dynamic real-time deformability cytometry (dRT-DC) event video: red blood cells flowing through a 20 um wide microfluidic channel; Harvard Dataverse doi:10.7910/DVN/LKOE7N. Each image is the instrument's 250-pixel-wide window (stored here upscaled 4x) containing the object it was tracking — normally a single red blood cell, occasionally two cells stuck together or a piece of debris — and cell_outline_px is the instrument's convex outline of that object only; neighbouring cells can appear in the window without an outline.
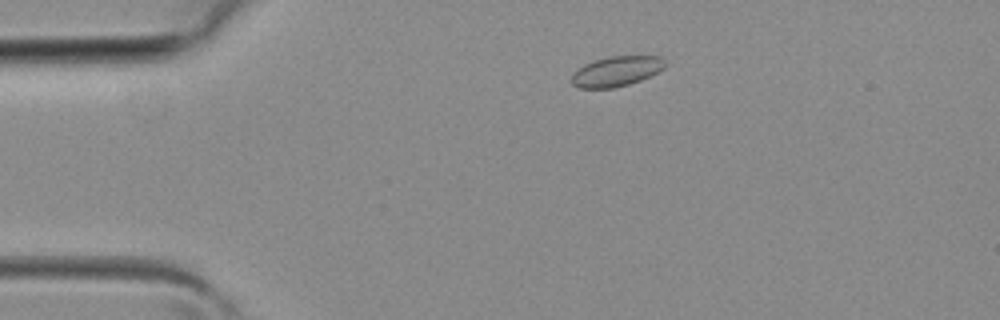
{"species": "common noctule bat (a hibernating species)", "species_latin": "Nyctalus noctula", "temperature_condition": "room temperature", "stored_images_in_passage": 37, "camera_frame_rate_fps": 3000, "um_per_image_px": 0.085, "animal": {"sex": "female", "body_mass_g": 19.3, "forearm_length_mm": 54.1}, "frame": {"image": 1, "passage_image": 5, "time_ms": 1.333, "image_size_px": [1000, 320], "cell_outline_px": [[668, 64], [664, 68], [640, 80], [628, 84], [612, 88], [580, 88], [572, 84], [568, 80], [584, 64], [608, 56], [660, 56]], "centroid_in_image_um": [52.39, 6.06], "position_along_channel_um": 32.6, "area_um2": 16.24}}
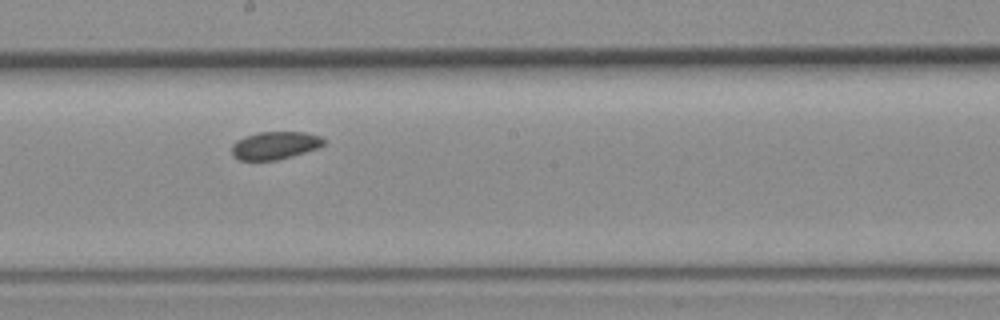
{"frame": {"image": 2, "passage_image": 19, "time_ms": 6.0, "image_size_px": [1000, 320], "cell_outline_px": [[324, 144], [316, 148], [292, 156], [276, 160], [240, 160], [232, 156], [232, 144], [236, 140], [244, 136], [256, 132], [304, 132], [320, 136], [324, 140]], "centroid_in_image_um": [23.32, 12.35], "position_along_channel_um": 224.9, "area_um2": 14.85}}
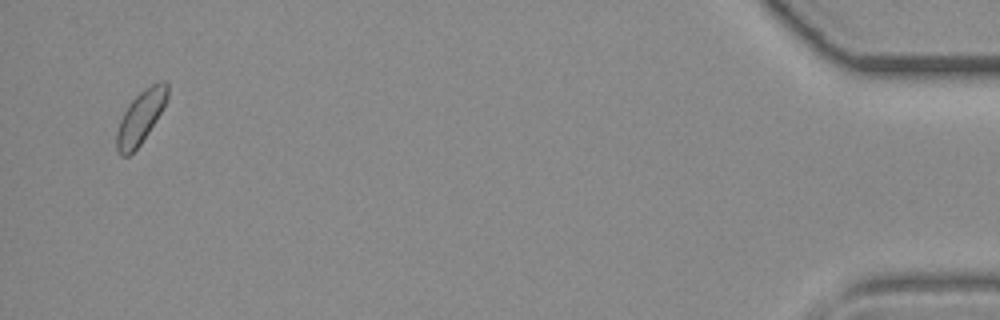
{"frame": {"image": 3, "passage_image": 36, "time_ms": 11.667, "image_size_px": [1000, 320], "cell_outline_px": [[168, 96], [160, 112], [148, 132], [140, 144], [128, 156], [120, 156], [116, 148], [116, 132], [120, 120], [128, 104], [144, 88], [160, 80], [164, 80], [168, 84]], "centroid_in_image_um": [11.93, 9.95], "position_along_channel_um": 423.3, "area_um2": 15.37}}